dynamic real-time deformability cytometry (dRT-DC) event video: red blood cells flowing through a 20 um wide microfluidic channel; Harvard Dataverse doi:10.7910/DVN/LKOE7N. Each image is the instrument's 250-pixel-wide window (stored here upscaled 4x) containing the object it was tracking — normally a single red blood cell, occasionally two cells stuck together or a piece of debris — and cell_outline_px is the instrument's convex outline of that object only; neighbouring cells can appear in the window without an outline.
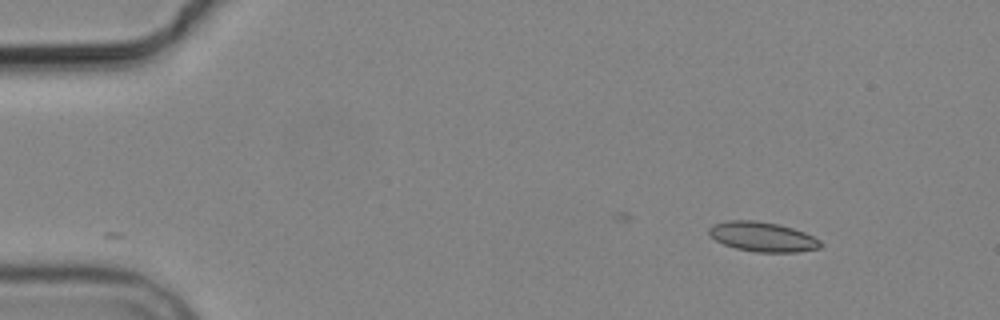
{"species": "common noctule bat (a hibernating species)", "species_latin": "Nyctalus noctula", "temperature_condition": "cold", "stored_images_in_passage": 4, "camera_frame_rate_fps": 3000, "um_per_image_px": 0.085, "animal": {"sex": "male", "body_mass_g": 19.2, "forearm_length_mm": 51.8}, "frame": {"image": 1, "passage_image": 1, "time_ms": 0.0, "image_size_px": [1000, 320], "cell_outline_px": [[824, 244], [820, 248], [796, 252], [756, 252], [736, 248], [724, 244], [708, 236], [708, 228], [712, 224], [728, 220], [756, 220], [776, 224], [792, 228], [804, 232], [820, 240]], "centroid_in_image_um": [64.79, 20.12], "position_along_channel_um": 20.2, "area_um2": 19.36}}
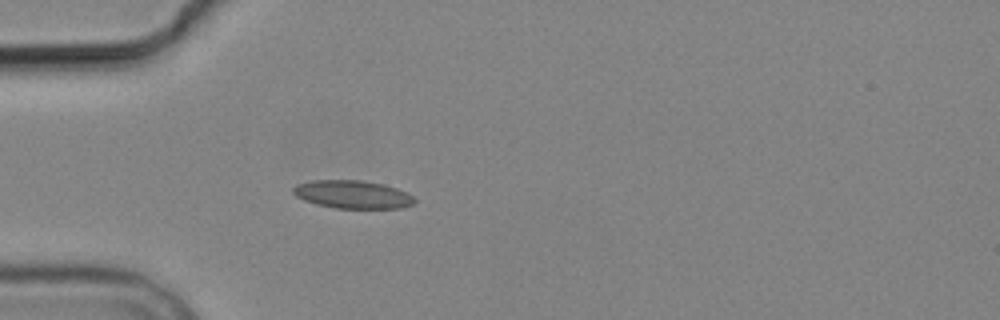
{"frame": {"image": 2, "passage_image": 4, "time_ms": 3.333, "image_size_px": [1000, 320], "cell_outline_px": [[416, 200], [412, 204], [400, 208], [336, 208], [316, 204], [304, 200], [296, 196], [292, 192], [292, 188], [296, 184], [312, 180], [360, 180], [384, 184], [396, 188], [412, 196]], "centroid_in_image_um": [29.93, 16.52], "position_along_channel_um": 55.1, "area_um2": 19.77}}